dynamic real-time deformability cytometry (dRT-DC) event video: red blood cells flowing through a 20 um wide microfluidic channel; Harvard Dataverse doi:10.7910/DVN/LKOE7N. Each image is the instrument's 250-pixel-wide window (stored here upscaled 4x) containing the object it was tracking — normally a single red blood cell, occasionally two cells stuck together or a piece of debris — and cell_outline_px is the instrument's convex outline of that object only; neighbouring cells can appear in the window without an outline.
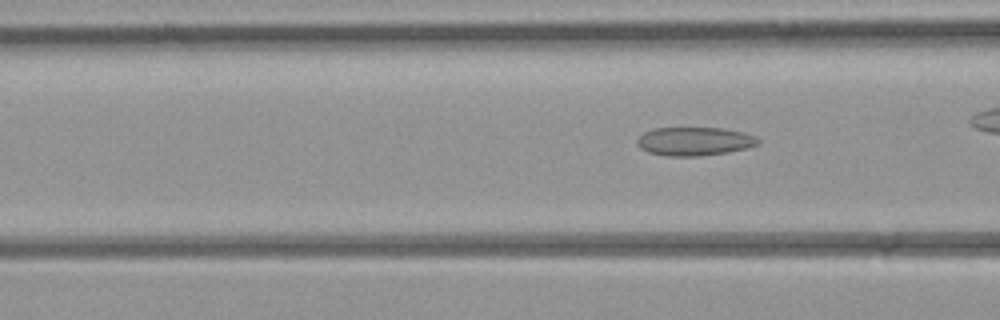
{"species": "common noctule bat (a hibernating species)", "species_latin": "Nyctalus noctula", "temperature_condition": "room temperature", "stored_images_in_passage": 5, "camera_frame_rate_fps": 3000, "um_per_image_px": 0.085, "animal": {"sex": "female", "body_mass_g": 21.9}, "frame": {"image": 1, "passage_image": 5, "time_ms": 4.667, "image_size_px": [1000, 320], "cell_outline_px": [[760, 144], [748, 148], [728, 152], [696, 156], [664, 156], [648, 152], [640, 148], [636, 144], [636, 140], [644, 132], [652, 128], [724, 128], [744, 132], [756, 136], [760, 140]], "centroid_in_image_um": [59.04, 12.01], "position_along_channel_um": 107.6, "area_um2": 20.35}}